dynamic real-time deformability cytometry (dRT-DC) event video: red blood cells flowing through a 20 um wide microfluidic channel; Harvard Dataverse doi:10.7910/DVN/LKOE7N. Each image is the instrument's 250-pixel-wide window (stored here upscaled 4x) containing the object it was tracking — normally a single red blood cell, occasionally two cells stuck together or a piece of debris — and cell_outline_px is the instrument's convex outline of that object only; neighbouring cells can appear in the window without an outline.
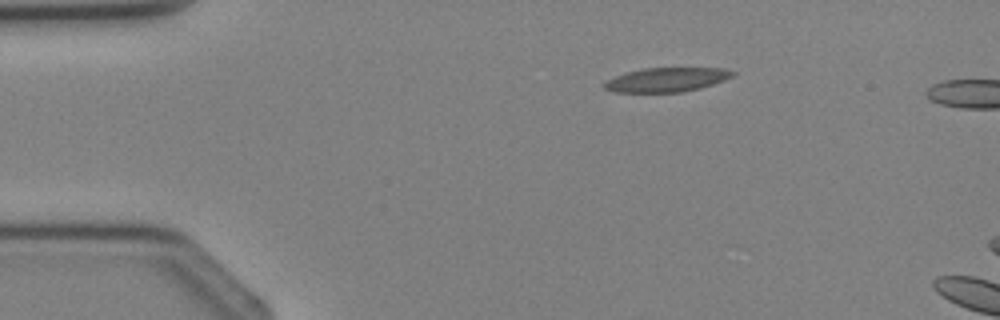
{"species": "Egyptian fruit bat (a non-hibernating species)", "species_latin": "Rousettus aegyptiacus", "temperature_condition": "cold", "stored_images_in_passage": 4, "camera_frame_rate_fps": 3000, "um_per_image_px": 0.085, "animal": {"sex": "female"}, "frame": {"image": 1, "passage_image": 4, "time_ms": 3.667, "image_size_px": [1000, 320], "cell_outline_px": [[736, 72], [732, 76], [724, 80], [700, 88], [684, 92], [612, 92], [604, 88], [600, 84], [616, 76], [628, 72], [644, 68], [724, 68]], "centroid_in_image_um": [56.64, 6.78], "position_along_channel_um": 28.4, "area_um2": 18.03}}